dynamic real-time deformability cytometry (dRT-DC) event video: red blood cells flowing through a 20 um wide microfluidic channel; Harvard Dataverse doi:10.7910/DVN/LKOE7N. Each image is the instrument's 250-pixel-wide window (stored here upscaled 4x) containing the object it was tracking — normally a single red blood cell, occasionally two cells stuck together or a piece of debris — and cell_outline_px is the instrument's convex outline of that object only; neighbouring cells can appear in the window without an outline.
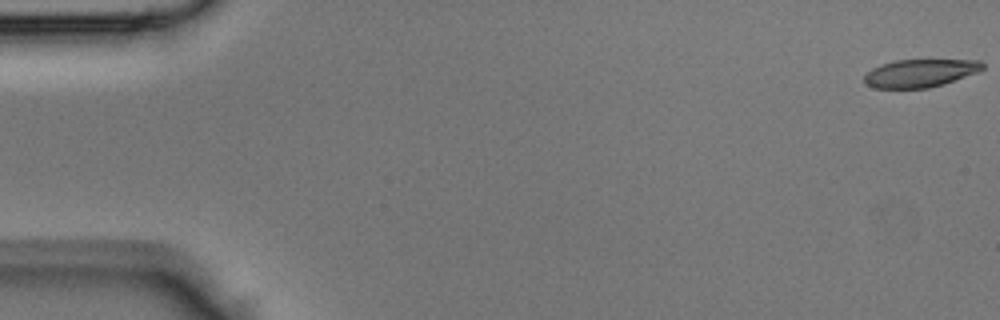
{"species": "Egyptian fruit bat (a non-hibernating species)", "species_latin": "Rousettus aegyptiacus", "temperature_condition": "room temperature", "stored_images_in_passage": 44, "camera_frame_rate_fps": 3000, "um_per_image_px": 0.085, "animal": {"sex": "male"}, "frame": {"image": 1, "passage_image": 1, "time_ms": 0.0, "image_size_px": [1000, 320], "cell_outline_px": [[984, 68], [980, 72], [944, 84], [928, 88], [876, 88], [864, 84], [864, 76], [872, 68], [880, 64], [896, 60], [980, 60], [984, 64]], "centroid_in_image_um": [78.23, 6.22], "position_along_channel_um": 6.8, "area_um2": 19.42}}
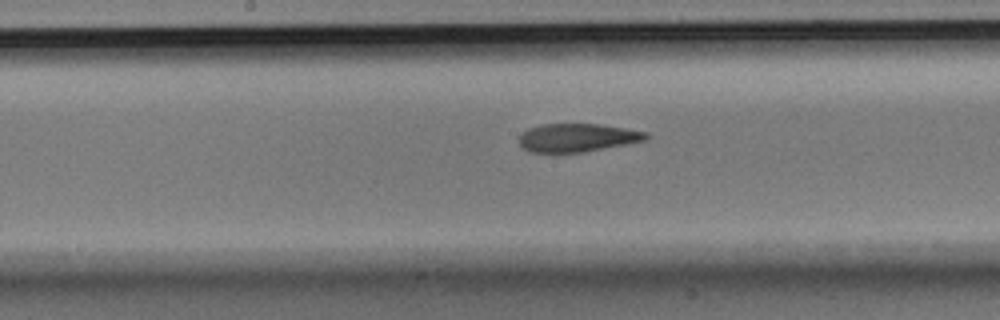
{"frame": {"image": 2, "passage_image": 23, "time_ms": 7.333, "image_size_px": [1000, 320], "cell_outline_px": [[648, 136], [644, 140], [584, 152], [528, 152], [520, 144], [520, 136], [528, 128], [544, 124], [600, 124], [648, 132]], "centroid_in_image_um": [49.05, 11.7], "position_along_channel_um": 199.1, "area_um2": 20.58}}
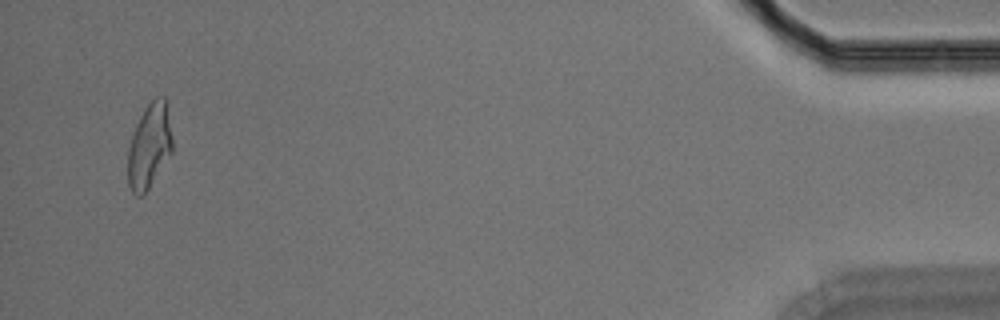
{"frame": {"image": 3, "passage_image": 43, "time_ms": 14.0, "image_size_px": [1000, 320], "cell_outline_px": [[172, 152], [148, 188], [140, 196], [136, 196], [132, 192], [128, 184], [128, 148], [136, 124], [144, 108], [156, 96], [164, 96], [172, 136]], "centroid_in_image_um": [12.68, 12.4], "position_along_channel_um": 422.5, "area_um2": 21.62}}